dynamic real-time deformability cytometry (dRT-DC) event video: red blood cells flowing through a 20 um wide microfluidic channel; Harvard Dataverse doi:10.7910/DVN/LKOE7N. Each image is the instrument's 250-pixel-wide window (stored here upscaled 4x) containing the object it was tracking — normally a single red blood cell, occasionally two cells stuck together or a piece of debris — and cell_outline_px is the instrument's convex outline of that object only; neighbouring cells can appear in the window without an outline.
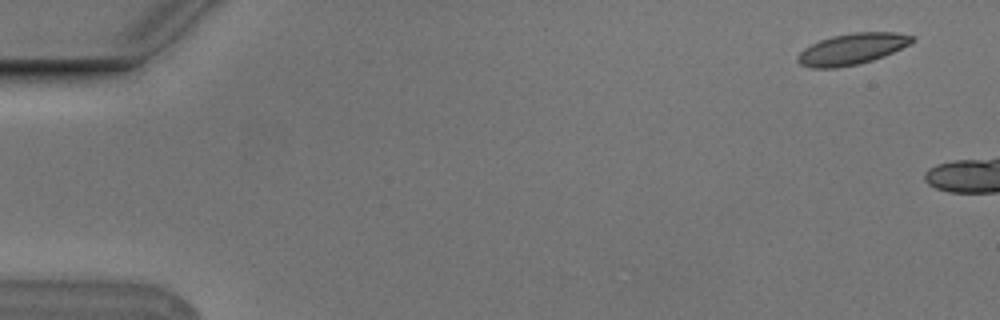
{"species": "Egyptian fruit bat (a non-hibernating species)", "species_latin": "Rousettus aegyptiacus", "temperature_condition": "cold", "stored_images_in_passage": 3, "camera_frame_rate_fps": 3000, "um_per_image_px": 0.085, "animal": {"sex": "male"}, "frame": {"image": 1, "passage_image": 1, "time_ms": 0.0, "image_size_px": [1000, 320], "cell_outline_px": [[916, 40], [884, 56], [860, 64], [836, 68], [808, 68], [800, 64], [796, 60], [796, 56], [804, 48], [820, 40], [832, 36], [852, 32], [896, 32], [916, 36]], "centroid_in_image_um": [72.4, 4.16], "position_along_channel_um": 12.6, "area_um2": 20.92}}